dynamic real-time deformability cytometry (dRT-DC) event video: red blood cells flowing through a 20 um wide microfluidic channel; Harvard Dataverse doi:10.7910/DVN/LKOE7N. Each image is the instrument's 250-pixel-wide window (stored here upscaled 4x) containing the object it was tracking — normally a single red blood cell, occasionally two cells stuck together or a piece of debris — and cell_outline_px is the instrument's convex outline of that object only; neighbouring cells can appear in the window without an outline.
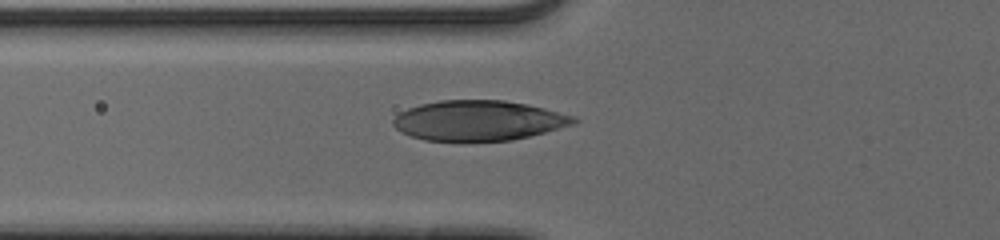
{"species": "human", "species_latin": "Homo sapiens", "temperature_condition": "cold", "stored_images_in_passage": 41, "camera_frame_rate_fps": 3000, "um_per_image_px": 0.085, "donor": {"sex": "male"}, "frame": {"image": 1, "passage_image": 8, "time_ms": 2.333, "image_size_px": [1000, 240], "cell_outline_px": [[580, 120], [572, 124], [544, 132], [512, 140], [424, 140], [400, 132], [392, 124], [392, 120], [400, 112], [408, 108], [420, 104], [440, 100], [504, 100], [528, 104], [576, 116]], "centroid_in_image_um": [40.66, 10.23], "position_along_channel_um": 85.1, "area_um2": 41.91}}
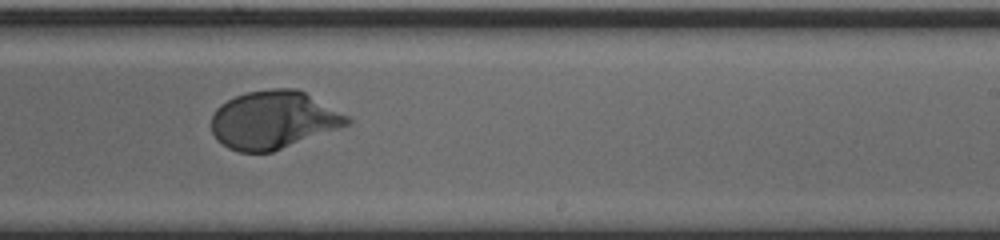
{"frame": {"image": 2, "passage_image": 22, "time_ms": 7.0, "image_size_px": [1000, 240], "cell_outline_px": [[352, 120], [348, 124], [272, 152], [240, 152], [228, 148], [212, 132], [212, 116], [216, 108], [220, 104], [236, 96], [248, 92], [272, 88], [296, 88], [304, 92], [348, 116]], "centroid_in_image_um": [23.21, 10.18], "position_along_channel_um": 265.8, "area_um2": 45.08}}
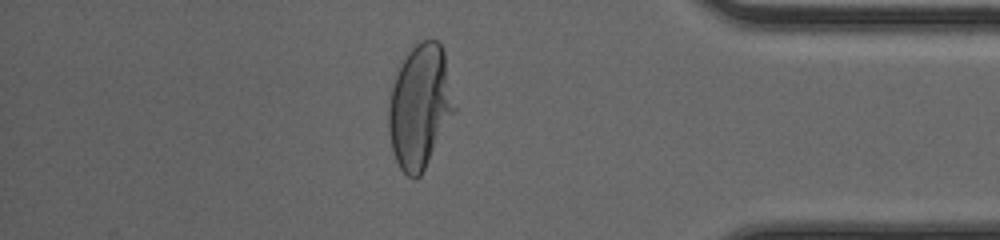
{"frame": {"image": 3, "passage_image": 34, "time_ms": 11.0, "image_size_px": [1000, 240], "cell_outline_px": [[456, 112], [420, 176], [416, 180], [412, 180], [400, 168], [396, 160], [392, 148], [388, 132], [388, 100], [392, 84], [396, 72], [404, 56], [416, 44], [424, 40], [436, 40], [440, 44], [444, 52], [456, 108]], "centroid_in_image_um": [35.68, 9.06], "position_along_channel_um": 399.5, "area_um2": 47.74}, "authors_computed_cell_mechanics": {"area_um2": 45.951, "velocity_mm_per_s": 3.8691, "shape_relaxation_time_tau1_ms": 2.9161, "shape_relaxation_time_tau2_ms": null, "deformation_change_tau1": 0.2017, "deformation_change_tau2": null}}